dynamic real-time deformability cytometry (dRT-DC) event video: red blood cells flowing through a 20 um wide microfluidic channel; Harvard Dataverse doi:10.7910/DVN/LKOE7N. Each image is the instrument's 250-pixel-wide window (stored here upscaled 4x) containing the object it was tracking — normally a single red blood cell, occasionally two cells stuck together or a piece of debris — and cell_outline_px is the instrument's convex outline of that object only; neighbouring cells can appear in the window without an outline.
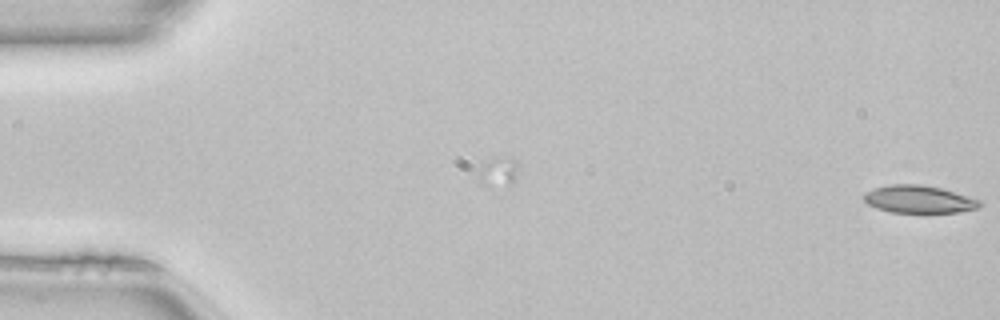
{"species": "common noctule bat (a hibernating species)", "species_latin": "Nyctalus noctula", "temperature_condition": "room temperature", "stored_images_in_passage": 5, "camera_frame_rate_fps": 3000, "um_per_image_px": 0.085, "animal": {"sex": "female", "body_mass_g": 22.7, "forearm_length_mm": 54.2}, "frame": {"image": 1, "passage_image": 5, "time_ms": 1.333, "image_size_px": [1000, 320], "cell_outline_px": [[984, 204], [980, 208], [960, 212], [892, 212], [876, 208], [868, 204], [864, 200], [864, 196], [868, 192], [876, 188], [888, 184], [920, 184], [940, 188], [984, 200]], "centroid_in_image_um": [78.2, 16.94], "position_along_channel_um": 6.8, "area_um2": 18.67}}